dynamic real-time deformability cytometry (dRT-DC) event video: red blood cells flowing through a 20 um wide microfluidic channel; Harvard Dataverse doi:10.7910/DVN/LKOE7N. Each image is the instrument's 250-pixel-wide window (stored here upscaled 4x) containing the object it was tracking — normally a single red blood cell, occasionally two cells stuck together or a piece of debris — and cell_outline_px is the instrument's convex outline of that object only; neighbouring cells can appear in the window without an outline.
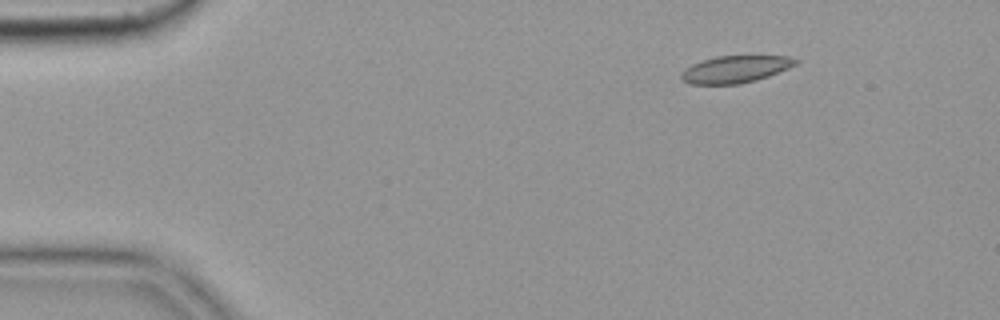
{"species": "common noctule bat (a hibernating species)", "species_latin": "Nyctalus noctula", "temperature_condition": "cold", "stored_images_in_passage": 9, "camera_frame_rate_fps": 3000, "um_per_image_px": 0.085, "animal": {"sex": "female", "body_mass_g": 19.9}, "frame": {"image": 1, "passage_image": 1, "time_ms": 0.0, "image_size_px": [1000, 320], "cell_outline_px": [[800, 60], [796, 64], [788, 68], [768, 76], [756, 80], [740, 84], [688, 84], [680, 76], [680, 72], [684, 68], [692, 64], [716, 56], [788, 56]], "centroid_in_image_um": [62.48, 5.89], "position_along_channel_um": 22.5, "area_um2": 18.03}}
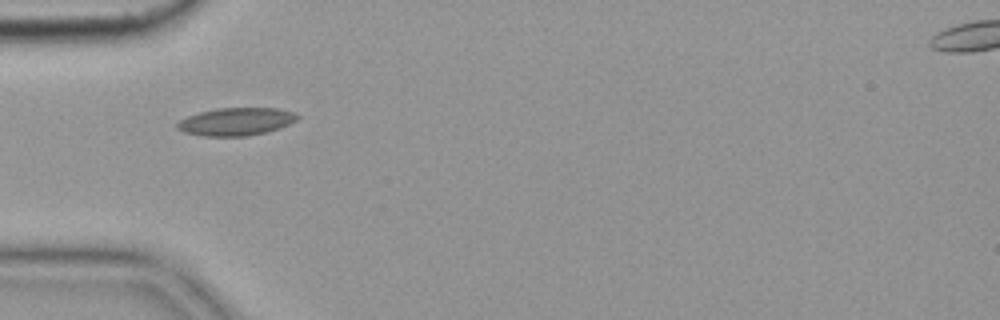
{"frame": {"image": 2, "passage_image": 4, "time_ms": 1.0, "image_size_px": [1000, 320], "cell_outline_px": [[300, 116], [296, 120], [280, 128], [268, 132], [248, 136], [200, 136], [184, 132], [176, 128], [176, 124], [180, 120], [188, 116], [200, 112], [216, 108], [280, 108], [292, 112]], "centroid_in_image_um": [20.06, 10.34], "position_along_channel_um": 64.9, "area_um2": 19.54}}